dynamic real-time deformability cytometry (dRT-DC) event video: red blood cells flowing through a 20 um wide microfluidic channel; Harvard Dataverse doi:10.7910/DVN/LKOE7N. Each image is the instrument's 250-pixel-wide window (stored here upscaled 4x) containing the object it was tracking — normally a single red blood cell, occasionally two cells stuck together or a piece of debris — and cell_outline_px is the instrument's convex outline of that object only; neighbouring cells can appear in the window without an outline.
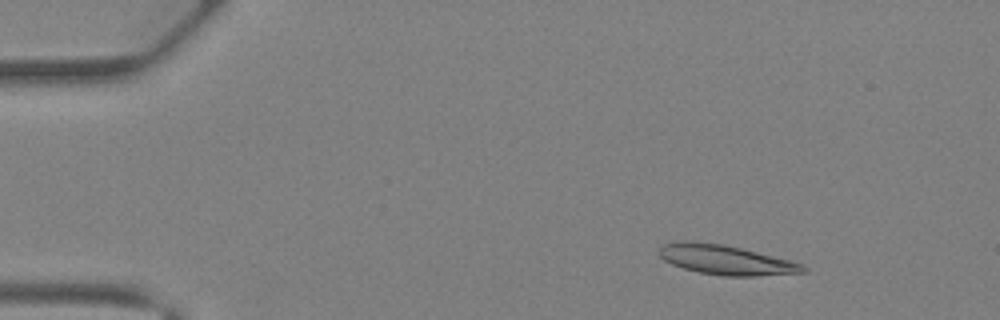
{"species": "Egyptian fruit bat (a non-hibernating species)", "species_latin": "Rousettus aegyptiacus", "temperature_condition": "warm", "stored_images_in_passage": 41, "camera_frame_rate_fps": 3000, "um_per_image_px": 0.085, "animal": {"sex": "female"}, "frame": {"image": 1, "passage_image": 6, "time_ms": 1.667, "image_size_px": [1000, 320], "cell_outline_px": [[808, 272], [756, 276], [724, 276], [700, 272], [684, 268], [672, 264], [664, 260], [656, 252], [664, 244], [676, 240], [692, 240], [724, 244], [804, 264], [808, 268]], "centroid_in_image_um": [61.66, 22.07], "position_along_channel_um": 23.3, "area_um2": 24.97}}
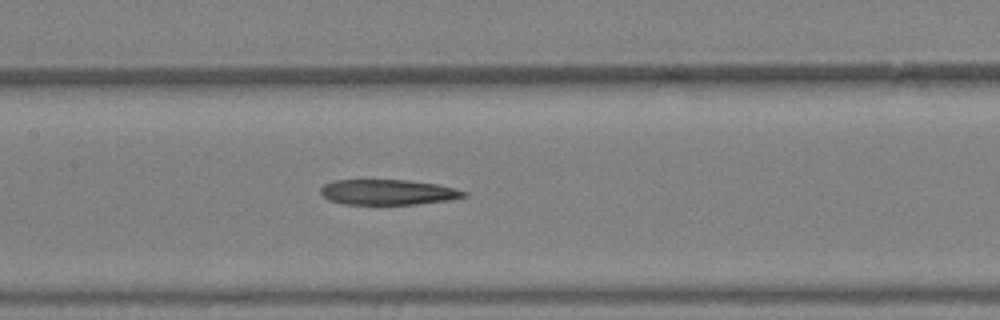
{"frame": {"image": 2, "passage_image": 20, "time_ms": 6.333, "image_size_px": [1000, 320], "cell_outline_px": [[468, 196], [452, 200], [416, 204], [344, 204], [328, 200], [320, 192], [320, 188], [324, 184], [332, 180], [408, 180], [436, 184], [456, 188], [468, 192]], "centroid_in_image_um": [33.0, 16.33], "position_along_channel_um": 174.4, "area_um2": 21.33}}
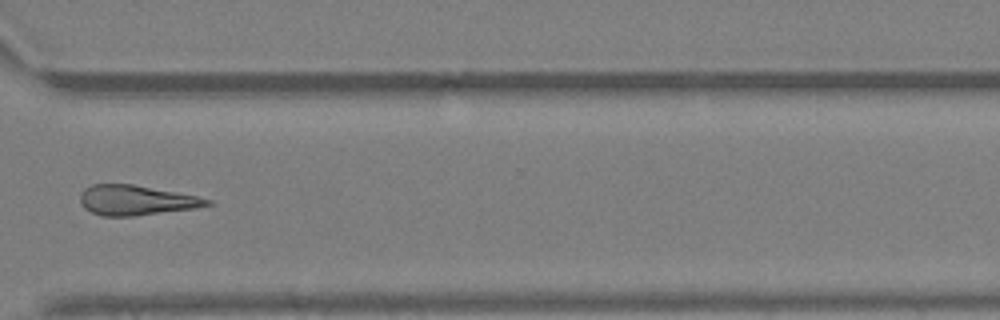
{"frame": {"image": 3, "passage_image": 31, "time_ms": 10.0, "image_size_px": [1000, 320], "cell_outline_px": [[212, 204], [196, 208], [132, 216], [100, 216], [84, 208], [80, 200], [80, 192], [84, 188], [92, 184], [132, 184], [176, 192], [196, 196], [212, 200]], "centroid_in_image_um": [11.54, 17.02], "position_along_channel_um": 359.1, "area_um2": 22.08}}